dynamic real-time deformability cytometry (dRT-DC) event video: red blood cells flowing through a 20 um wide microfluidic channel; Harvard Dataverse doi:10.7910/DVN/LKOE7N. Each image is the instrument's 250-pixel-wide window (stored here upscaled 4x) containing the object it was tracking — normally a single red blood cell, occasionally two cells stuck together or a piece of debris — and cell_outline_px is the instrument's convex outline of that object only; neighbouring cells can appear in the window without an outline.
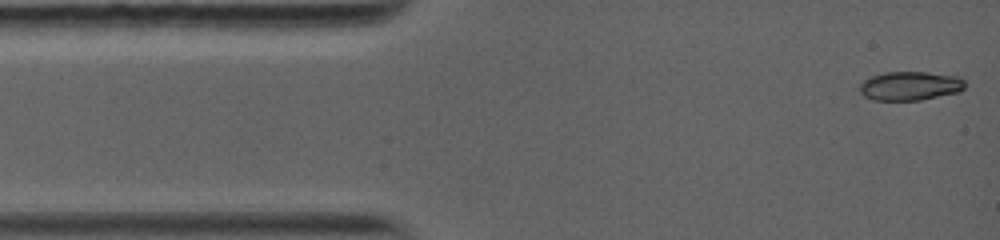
{"species": "common noctule bat (a hibernating species)", "species_latin": "Nyctalus noctula", "temperature_condition": "warm", "stored_images_in_passage": 47, "camera_frame_rate_fps": 5000, "um_per_image_px": 0.085, "animal": {"sex": "female", "body_mass_g": 19.0, "forearm_length_mm": 56.7}, "frame": {"image": 1, "passage_image": 1, "time_ms": 0.0, "image_size_px": [1000, 240], "cell_outline_px": [[964, 88], [956, 92], [920, 100], [876, 100], [864, 96], [860, 92], [860, 84], [876, 76], [892, 72], [920, 72], [948, 76], [964, 80]], "centroid_in_image_um": [77.33, 7.33], "position_along_channel_um": 7.7, "area_um2": 16.82}}
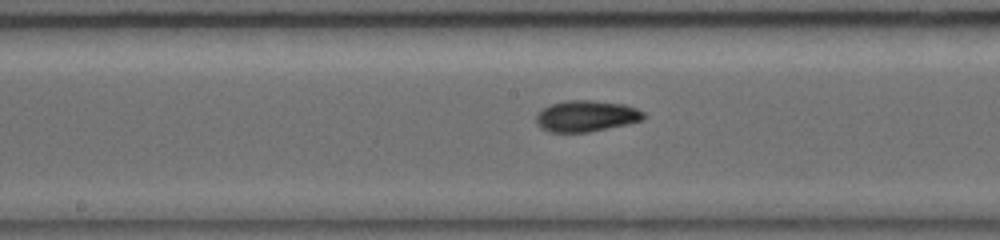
{"frame": {"image": 2, "passage_image": 20, "time_ms": 6.4, "image_size_px": [1000, 240], "cell_outline_px": [[644, 116], [640, 120], [624, 124], [588, 132], [552, 132], [544, 128], [536, 120], [536, 116], [544, 108], [552, 104], [572, 100], [588, 100], [620, 104], [644, 112]], "centroid_in_image_um": [49.8, 9.87], "position_along_channel_um": 198.4, "area_um2": 18.61}}
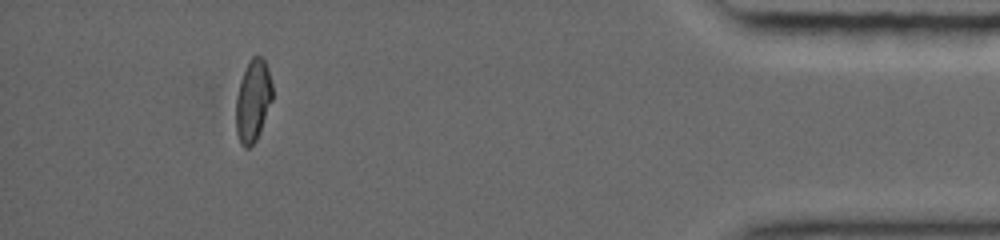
{"frame": {"image": 3, "passage_image": 40, "time_ms": 13.2, "image_size_px": [1000, 240], "cell_outline_px": [[272, 96], [256, 140], [248, 148], [240, 140], [236, 128], [236, 100], [240, 84], [244, 72], [252, 56], [260, 56], [264, 60], [268, 72], [272, 88]], "centroid_in_image_um": [21.49, 8.53], "position_along_channel_um": 413.7, "area_um2": 16.42}, "authors_computed_cell_mechanics": {"area_um2": 17.2822, "velocity_mm_per_s": 4.1141, "shape_relaxation_time_tau1_ms": 3.3483, "shape_relaxation_time_tau2_ms": 2.1544, "deformation_change_tau1": 0.1456, "deformation_change_tau2": 0.0491}}